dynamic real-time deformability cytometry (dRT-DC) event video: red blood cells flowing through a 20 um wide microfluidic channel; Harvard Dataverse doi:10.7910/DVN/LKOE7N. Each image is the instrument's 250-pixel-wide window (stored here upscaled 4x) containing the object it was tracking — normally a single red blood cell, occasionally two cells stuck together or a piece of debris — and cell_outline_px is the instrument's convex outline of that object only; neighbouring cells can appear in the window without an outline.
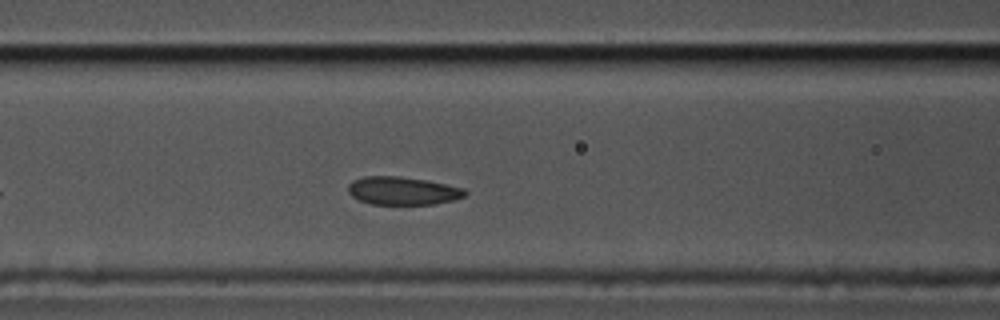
{"species": "common noctule bat (a hibernating species)", "species_latin": "Nyctalus noctula", "temperature_condition": "cold", "stored_images_in_passage": 34, "camera_frame_rate_fps": 3000, "um_per_image_px": 0.085, "animal": {"sex": "male", "body_mass_g": 17.5, "forearm_length_mm": 52.3}, "frame": {"image": 1, "passage_image": 12, "time_ms": 3.667, "image_size_px": [1000, 320], "cell_outline_px": [[468, 192], [464, 196], [452, 200], [432, 204], [372, 204], [360, 200], [352, 196], [348, 192], [348, 184], [352, 180], [364, 176], [400, 176], [424, 180], [464, 188]], "centroid_in_image_um": [34.19, 16.21], "position_along_channel_um": 132.4, "area_um2": 18.96}}
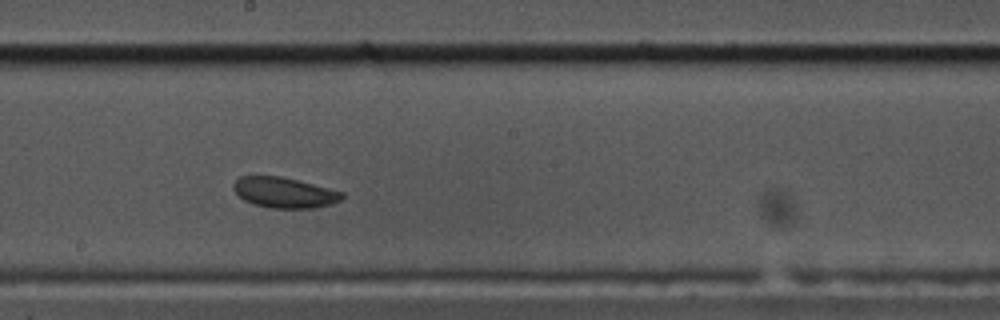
{"frame": {"image": 2, "passage_image": 20, "time_ms": 6.333, "image_size_px": [1000, 320], "cell_outline_px": [[344, 196], [340, 200], [332, 204], [316, 208], [268, 208], [252, 204], [244, 200], [232, 188], [232, 184], [240, 176], [280, 176], [344, 192]], "centroid_in_image_um": [24.15, 16.38], "position_along_channel_um": 224.0, "area_um2": 19.31}}
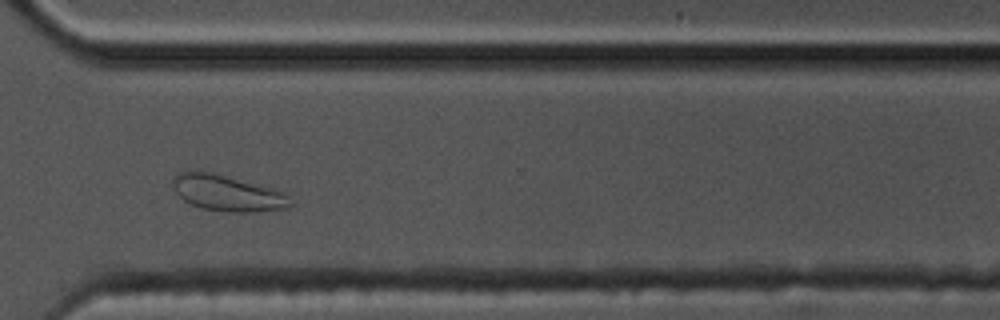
{"frame": {"image": 3, "passage_image": 31, "time_ms": 10.0, "image_size_px": [1000, 320], "cell_outline_px": [[296, 204], [288, 208], [252, 212], [228, 212], [200, 208], [184, 200], [176, 192], [172, 180], [180, 172], [188, 168], [212, 172], [228, 176], [272, 188], [284, 192]], "centroid_in_image_um": [19.34, 16.4], "position_along_channel_um": 351.3, "area_um2": 24.97}, "authors_computed_cell_mechanics": {"area_um2": 19.7965, "velocity_mm_per_s": 3.4594, "shape_relaxation_time_tau1_ms": 2.8311, "shape_relaxation_time_tau2_ms": 2.7821, "deformation_change_tau1": 0.0957, "deformation_change_tau2": 0.0756}}